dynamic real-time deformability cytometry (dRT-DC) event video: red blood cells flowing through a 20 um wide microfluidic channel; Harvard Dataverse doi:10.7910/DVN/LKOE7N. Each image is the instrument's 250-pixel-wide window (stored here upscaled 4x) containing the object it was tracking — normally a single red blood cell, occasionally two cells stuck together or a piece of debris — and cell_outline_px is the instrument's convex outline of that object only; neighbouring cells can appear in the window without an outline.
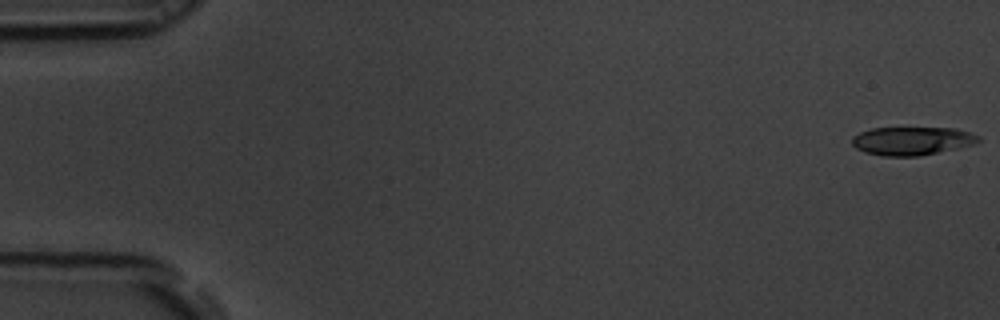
{"species": "common noctule bat (a hibernating species)", "species_latin": "Nyctalus noctula", "temperature_condition": "room temperature", "stored_images_in_passage": 55, "camera_frame_rate_fps": 3000, "um_per_image_px": 0.085, "animal": {"sex": "male", "body_mass_g": 19.5, "forearm_length_mm": 54.6}, "frame": {"image": 1, "passage_image": 1, "time_ms": 0.0, "image_size_px": [1000, 320], "cell_outline_px": [[980, 140], [976, 144], [916, 156], [880, 156], [864, 152], [856, 148], [852, 144], [852, 136], [860, 132], [872, 128], [956, 128], [980, 136]], "centroid_in_image_um": [77.49, 11.97], "position_along_channel_um": 7.5, "area_um2": 20.81}}
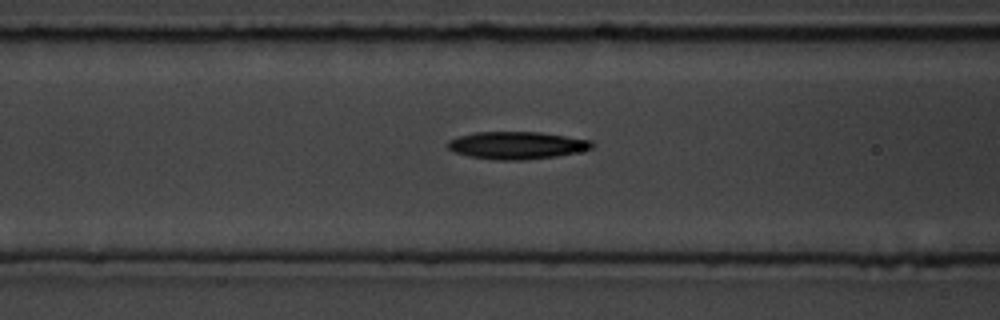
{"frame": {"image": 2, "passage_image": 22, "time_ms": 7.0, "image_size_px": [1000, 320], "cell_outline_px": [[596, 144], [592, 148], [556, 156], [520, 160], [500, 160], [468, 156], [452, 152], [448, 148], [448, 140], [460, 136], [476, 132], [540, 132], [592, 140]], "centroid_in_image_um": [43.92, 12.35], "position_along_channel_um": 122.7, "area_um2": 22.95}}
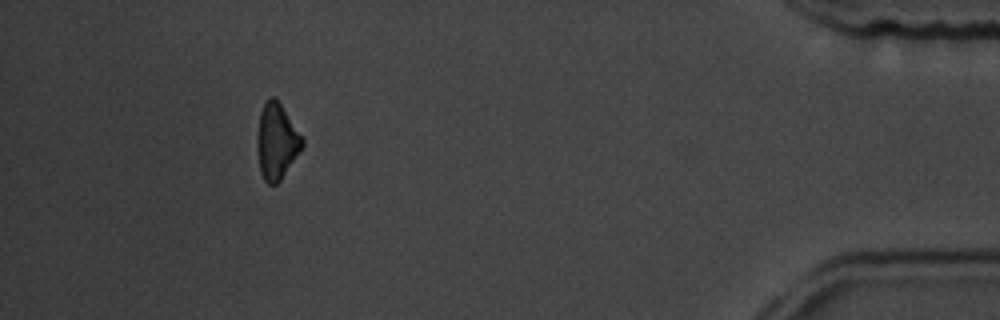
{"frame": {"image": 3, "passage_image": 50, "time_ms": 16.333, "image_size_px": [1000, 320], "cell_outline_px": [[304, 144], [280, 180], [276, 184], [268, 184], [264, 180], [260, 172], [256, 148], [256, 136], [260, 112], [264, 104], [272, 96], [280, 104], [304, 136]], "centroid_in_image_um": [23.5, 12.03], "position_along_channel_um": 411.7, "area_um2": 19.88}, "authors_computed_cell_mechanics": {"area_um2": 21.8484, "velocity_mm_per_s": 3.7377, "shape_relaxation_time_tau1_ms": 3.529, "shape_relaxation_time_tau2_ms": null, "deformation_change_tau1": 0.1072, "deformation_change_tau2": null}}